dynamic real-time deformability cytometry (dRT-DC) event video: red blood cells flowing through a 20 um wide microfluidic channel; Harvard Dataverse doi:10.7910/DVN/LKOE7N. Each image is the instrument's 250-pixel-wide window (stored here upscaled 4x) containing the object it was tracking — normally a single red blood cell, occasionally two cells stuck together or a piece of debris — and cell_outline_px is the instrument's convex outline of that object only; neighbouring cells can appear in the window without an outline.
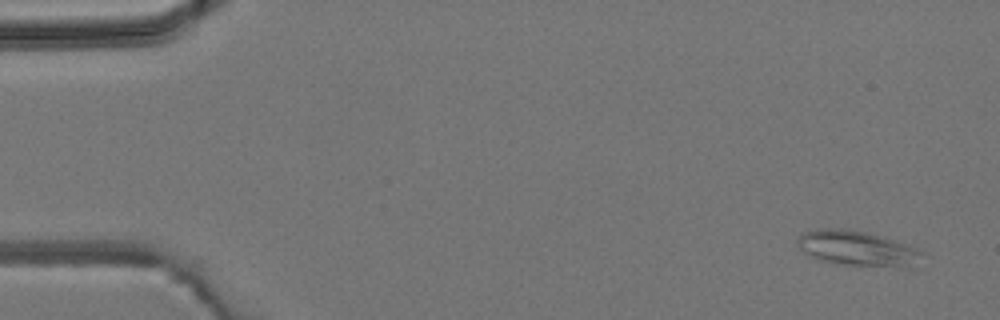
{"species": "common noctule bat (a hibernating species)", "species_latin": "Nyctalus noctula", "temperature_condition": "room temperature", "stored_images_in_passage": 5, "camera_frame_rate_fps": 3000, "um_per_image_px": 0.085, "animal": {"sex": "male", "body_mass_g": 19.2, "forearm_length_mm": 51.8}, "frame": {"image": 1, "passage_image": 1, "time_ms": 0.0, "image_size_px": [1000, 320], "cell_outline_px": [[924, 252], [908, 268], [836, 264], [812, 256], [804, 252], [796, 244], [796, 240], [804, 232], [828, 228], [848, 228], [868, 232], [916, 248]], "centroid_in_image_um": [72.84, 21.11], "position_along_channel_um": 12.2, "area_um2": 25.14}}